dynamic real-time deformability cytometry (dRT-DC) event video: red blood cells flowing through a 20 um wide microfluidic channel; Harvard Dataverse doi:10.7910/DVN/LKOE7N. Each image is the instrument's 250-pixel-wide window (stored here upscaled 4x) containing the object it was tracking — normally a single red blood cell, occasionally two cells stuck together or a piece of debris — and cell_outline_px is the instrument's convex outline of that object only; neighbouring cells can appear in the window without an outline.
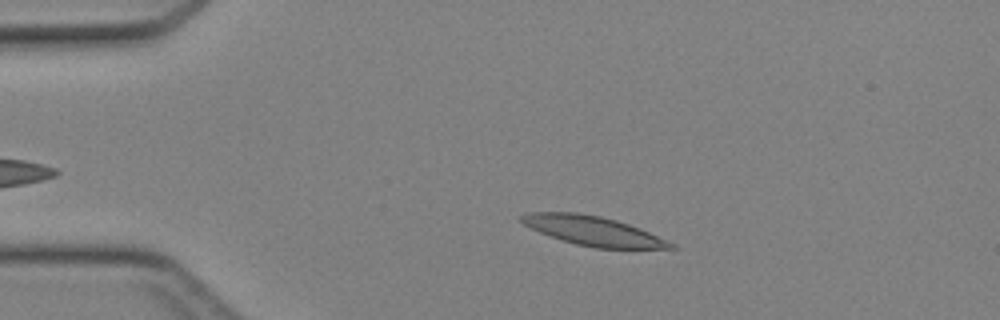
{"species": "Egyptian fruit bat (a non-hibernating species)", "species_latin": "Rousettus aegyptiacus", "temperature_condition": "cold", "stored_images_in_passage": 39, "camera_frame_rate_fps": 3000, "um_per_image_px": 0.085, "animal": {"sex": "female"}, "frame": {"image": 1, "passage_image": 8, "time_ms": 2.333, "image_size_px": [1000, 320], "cell_outline_px": [[676, 248], [596, 248], [576, 244], [540, 232], [524, 224], [520, 220], [520, 216], [528, 212], [576, 212], [600, 216], [616, 220], [640, 228], [676, 244]], "centroid_in_image_um": [50.42, 19.61], "position_along_channel_um": 34.6, "area_um2": 25.14}}
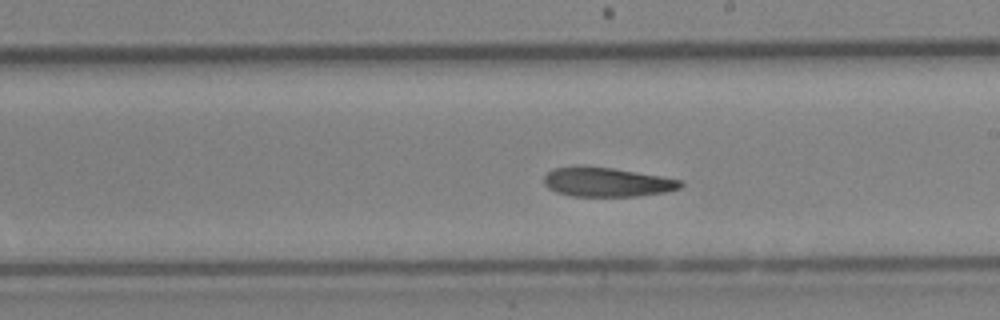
{"frame": {"image": 2, "passage_image": 25, "time_ms": 8.0, "image_size_px": [1000, 320], "cell_outline_px": [[684, 184], [680, 188], [664, 192], [636, 196], [572, 196], [556, 192], [548, 188], [544, 184], [544, 176], [552, 168], [612, 168], [684, 180]], "centroid_in_image_um": [51.62, 15.5], "position_along_channel_um": 237.4, "area_um2": 22.72}}
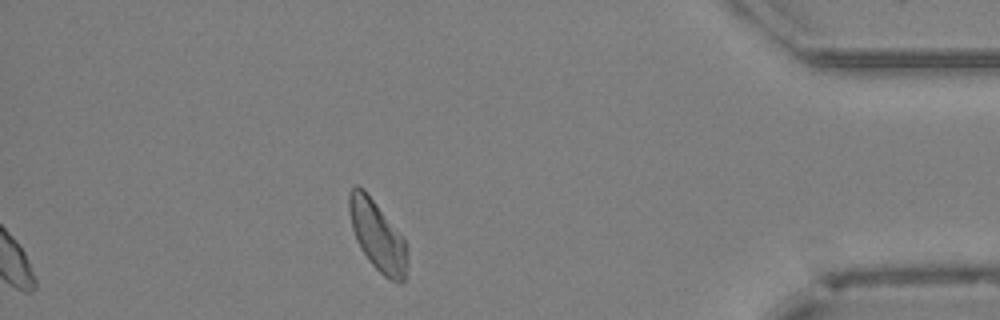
{"frame": {"image": 3, "passage_image": 39, "time_ms": 12.667, "image_size_px": [1000, 320], "cell_outline_px": [[408, 264], [404, 280], [400, 284], [384, 276], [368, 260], [360, 248], [356, 240], [352, 228], [348, 212], [348, 192], [356, 184], [364, 188], [404, 236], [408, 260]], "centroid_in_image_um": [32.08, 20.01], "position_along_channel_um": 403.1, "area_um2": 24.16}}